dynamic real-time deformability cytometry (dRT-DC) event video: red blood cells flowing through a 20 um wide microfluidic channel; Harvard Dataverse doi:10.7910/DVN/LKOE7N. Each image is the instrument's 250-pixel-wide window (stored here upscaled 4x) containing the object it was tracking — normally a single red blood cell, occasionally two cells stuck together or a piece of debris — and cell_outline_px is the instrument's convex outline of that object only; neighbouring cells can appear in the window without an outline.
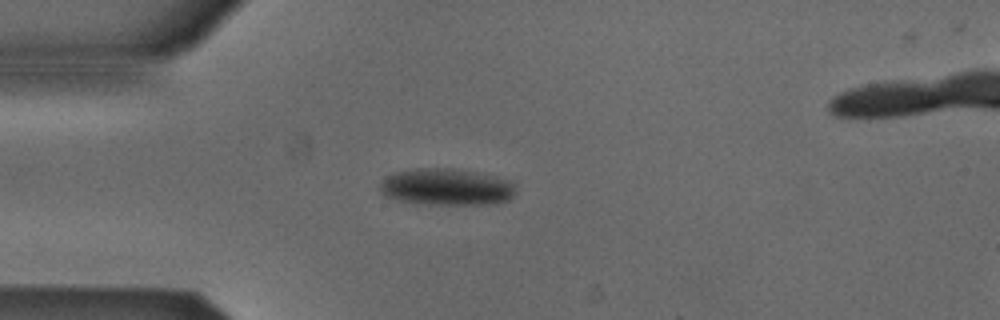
{"species": "Egyptian fruit bat (a non-hibernating species)", "species_latin": "Rousettus aegyptiacus", "temperature_condition": "cold", "stored_images_in_passage": 39, "camera_frame_rate_fps": 3000, "um_per_image_px": 0.085, "animal": {"sex": "male"}, "frame": {"image": 1, "passage_image": 1, "time_ms": 0.0, "image_size_px": [1000, 320], "cell_outline_px": [[516, 192], [508, 200], [488, 204], [440, 204], [400, 200], [384, 196], [380, 192], [380, 184], [388, 176], [396, 172], [416, 168], [448, 168], [496, 176], [512, 180], [516, 184]], "centroid_in_image_um": [38.0, 15.88], "position_along_channel_um": 47.0, "area_um2": 28.78}}
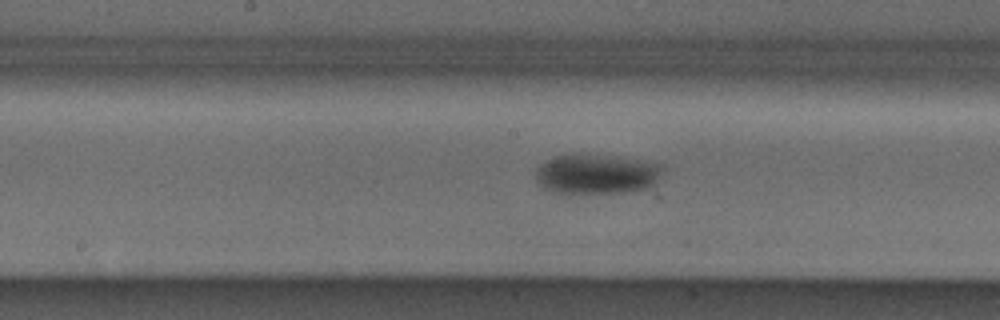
{"frame": {"image": 2, "passage_image": 14, "time_ms": 4.333, "image_size_px": [1000, 320], "cell_outline_px": [[664, 168], [652, 184], [648, 188], [616, 192], [556, 192], [544, 188], [536, 180], [536, 168], [540, 164], [556, 156], [592, 156], [636, 160], [664, 164]], "centroid_in_image_um": [50.69, 14.81], "position_along_channel_um": 197.5, "area_um2": 28.03}}
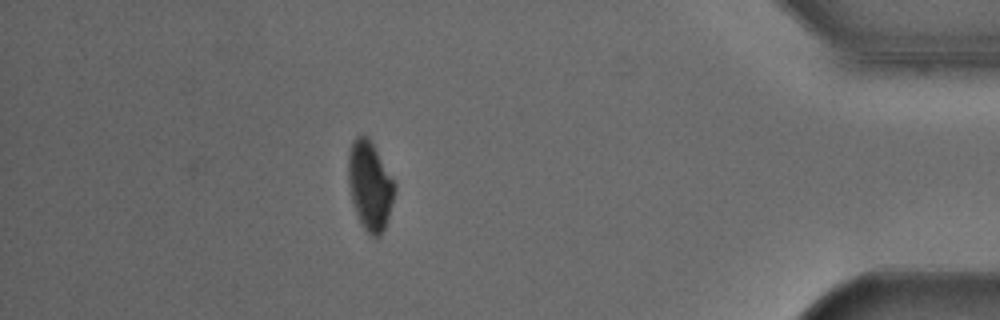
{"frame": {"image": 3, "passage_image": 34, "time_ms": 11.0, "image_size_px": [1000, 320], "cell_outline_px": [[396, 188], [388, 216], [384, 228], [380, 236], [376, 240], [364, 228], [356, 212], [352, 200], [348, 184], [348, 152], [352, 140], [356, 136], [368, 136], [396, 184]], "centroid_in_image_um": [31.43, 15.76], "position_along_channel_um": 403.8, "area_um2": 23.81}}